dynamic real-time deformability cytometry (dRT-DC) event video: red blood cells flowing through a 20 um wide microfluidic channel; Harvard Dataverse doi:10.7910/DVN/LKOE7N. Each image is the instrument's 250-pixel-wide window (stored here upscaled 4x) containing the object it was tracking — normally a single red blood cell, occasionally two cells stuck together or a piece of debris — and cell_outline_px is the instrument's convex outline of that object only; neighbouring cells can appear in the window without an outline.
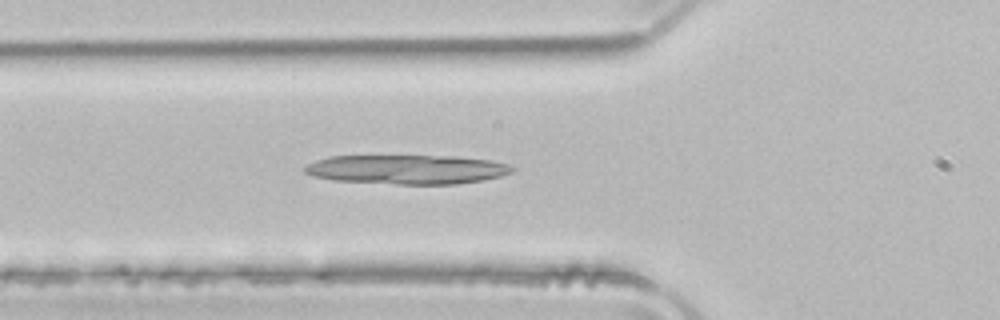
{"species": "common noctule bat (a hibernating species)", "species_latin": "Nyctalus noctula", "temperature_condition": "room temperature", "stored_images_in_passage": 50, "camera_frame_rate_fps": 3000, "um_per_image_px": 0.085, "animal": {"sex": "male", "body_mass_g": 21.5, "forearm_length_mm": 52.0}, "frame": {"image": 1, "passage_image": 17, "time_ms": 5.333, "image_size_px": [1000, 320], "cell_outline_px": [[516, 168], [512, 172], [500, 176], [484, 180], [456, 184], [396, 184], [336, 180], [312, 176], [304, 172], [304, 168], [308, 164], [316, 160], [328, 156], [456, 156], [492, 160], [508, 164]], "centroid_in_image_um": [34.63, 14.4], "position_along_channel_um": 91.2, "area_um2": 35.43}}
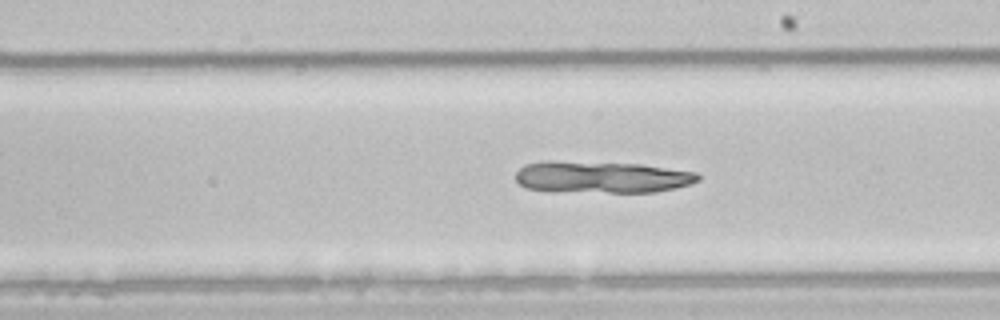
{"frame": {"image": 2, "passage_image": 28, "time_ms": 9.0, "image_size_px": [1000, 320], "cell_outline_px": [[700, 180], [692, 184], [676, 188], [656, 192], [552, 192], [528, 188], [520, 184], [516, 180], [516, 172], [524, 164], [540, 160], [552, 160], [640, 164], [696, 172], [700, 176]], "centroid_in_image_um": [51.11, 15.05], "position_along_channel_um": 237.9, "area_um2": 34.39}}
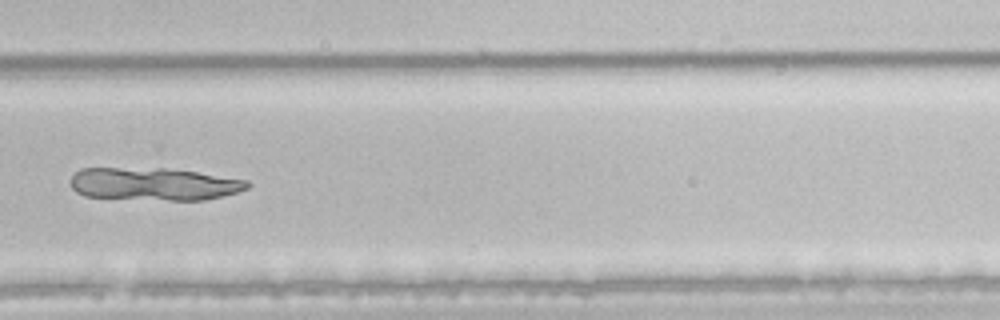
{"frame": {"image": 3, "passage_image": 34, "time_ms": 11.0, "image_size_px": [1000, 320], "cell_outline_px": [[252, 184], [248, 188], [236, 192], [204, 200], [168, 200], [84, 196], [76, 192], [68, 184], [68, 180], [80, 168], [164, 168], [196, 172], [248, 180]], "centroid_in_image_um": [13.04, 15.63], "position_along_channel_um": 316.8, "area_um2": 33.7}}